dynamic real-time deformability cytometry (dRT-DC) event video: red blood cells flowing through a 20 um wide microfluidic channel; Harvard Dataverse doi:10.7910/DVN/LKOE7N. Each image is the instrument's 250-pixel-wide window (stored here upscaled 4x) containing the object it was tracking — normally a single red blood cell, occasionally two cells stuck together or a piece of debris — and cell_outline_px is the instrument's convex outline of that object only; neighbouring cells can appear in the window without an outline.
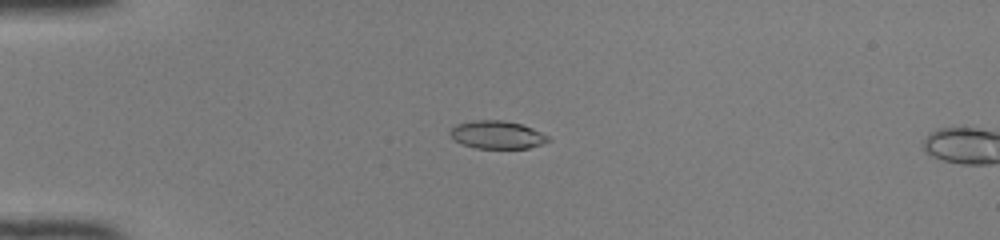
{"species": "common noctule bat (a hibernating species)", "species_latin": "Nyctalus noctula", "temperature_condition": "room temperature", "stored_images_in_passage": 7, "camera_frame_rate_fps": 3000, "um_per_image_px": 0.085, "animal": {"sex": "female", "body_mass_g": 22.0, "forearm_length_mm": 56.7}, "frame": {"image": 1, "passage_image": 5, "time_ms": 1.333, "image_size_px": [1000, 240], "cell_outline_px": [[552, 140], [528, 148], [476, 148], [460, 144], [448, 132], [456, 124], [472, 120], [504, 120], [520, 124], [532, 128], [548, 136]], "centroid_in_image_um": [42.23, 11.45], "position_along_channel_um": 42.8, "area_um2": 15.9}}